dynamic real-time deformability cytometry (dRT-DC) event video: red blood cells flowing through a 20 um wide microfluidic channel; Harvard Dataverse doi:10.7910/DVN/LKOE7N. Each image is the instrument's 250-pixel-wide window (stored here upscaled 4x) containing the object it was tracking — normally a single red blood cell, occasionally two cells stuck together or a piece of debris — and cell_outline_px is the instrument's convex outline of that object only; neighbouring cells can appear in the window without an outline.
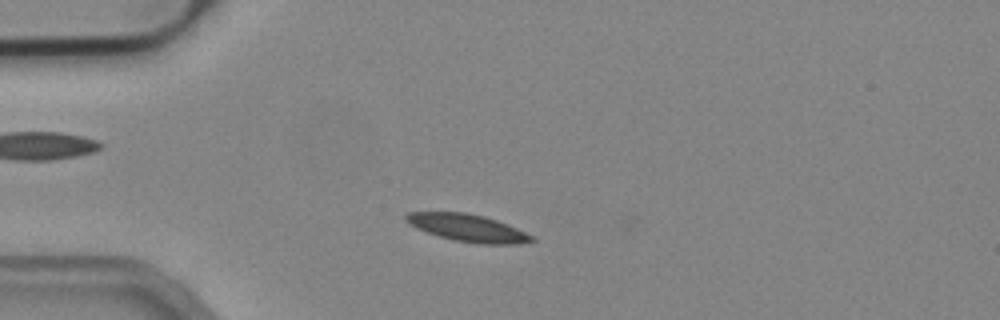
{"species": "common noctule bat (a hibernating species)", "species_latin": "Nyctalus noctula", "temperature_condition": "cold", "stored_images_in_passage": 48, "camera_frame_rate_fps": 3000, "um_per_image_px": 0.085, "animal": {"sex": "male", "body_mass_g": 19.2, "forearm_length_mm": 51.8}, "frame": {"image": 1, "passage_image": 8, "time_ms": 2.333, "image_size_px": [1000, 320], "cell_outline_px": [[536, 240], [516, 244], [476, 244], [456, 240], [440, 236], [416, 228], [404, 220], [404, 216], [408, 212], [464, 212], [484, 216], [508, 224], [532, 236]], "centroid_in_image_um": [39.74, 19.36], "position_along_channel_um": 45.3, "area_um2": 19.83}}
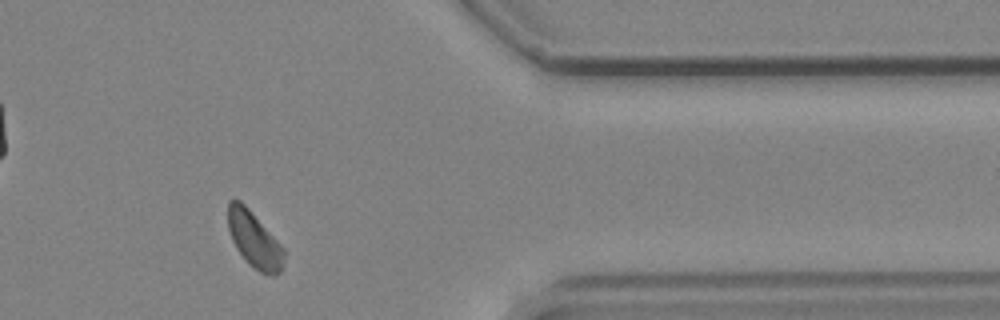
{"frame": {"image": 2, "passage_image": 39, "time_ms": 12.667, "image_size_px": [1000, 320], "cell_outline_px": [[284, 264], [280, 272], [276, 276], [272, 276], [260, 272], [248, 264], [236, 248], [232, 240], [228, 228], [228, 200], [240, 200], [248, 208], [284, 248]], "centroid_in_image_um": [21.62, 20.41], "position_along_channel_um": 389.8, "area_um2": 18.21}}
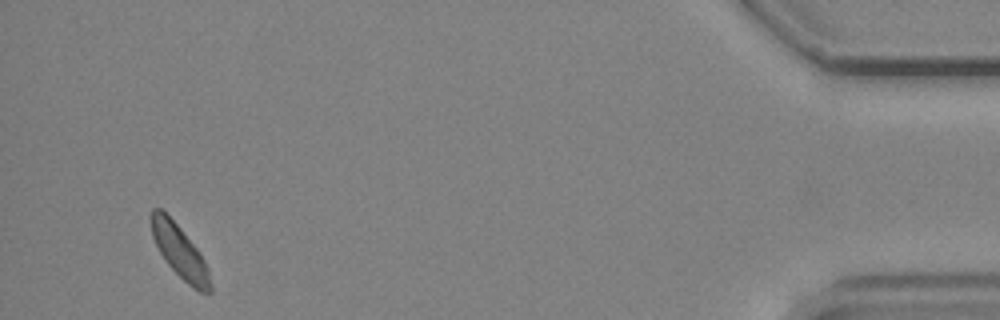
{"frame": {"image": 3, "passage_image": 46, "time_ms": 15.0, "image_size_px": [1000, 320], "cell_outline_px": [[212, 292], [200, 292], [192, 288], [164, 260], [152, 236], [152, 208], [160, 208], [180, 228], [196, 248], [204, 260], [208, 268], [212, 284]], "centroid_in_image_um": [15.31, 21.43], "position_along_channel_um": 419.9, "area_um2": 17.69}, "authors_computed_cell_mechanics": {"area_um2": 19.074, "velocity_mm_per_s": 3.7423, "shape_relaxation_time_tau1_ms": 6.339, "shape_relaxation_time_tau2_ms": null, "deformation_change_tau1": 0.0967, "deformation_change_tau2": null}}